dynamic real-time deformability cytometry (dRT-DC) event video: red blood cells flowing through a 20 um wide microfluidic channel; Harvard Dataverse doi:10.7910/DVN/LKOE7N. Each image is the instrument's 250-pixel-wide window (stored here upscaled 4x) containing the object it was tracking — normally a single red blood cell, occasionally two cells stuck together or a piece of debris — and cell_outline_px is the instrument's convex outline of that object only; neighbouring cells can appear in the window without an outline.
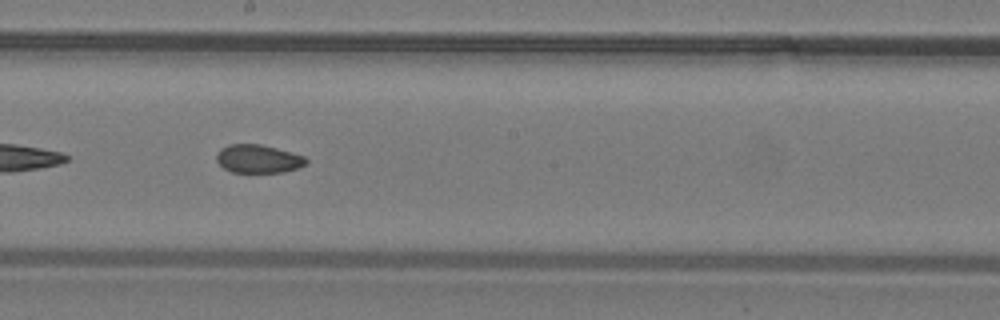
{"species": "common noctule bat (a hibernating species)", "species_latin": "Nyctalus noctula", "temperature_condition": "warm", "stored_images_in_passage": 40, "camera_frame_rate_fps": 3000, "um_per_image_px": 0.085, "animal": {"sex": "male", "body_mass_g": 19.2, "forearm_length_mm": 51.8}, "frame": {"image": 1, "passage_image": 23, "time_ms": 7.333, "image_size_px": [1000, 320], "cell_outline_px": [[308, 164], [300, 168], [284, 172], [232, 172], [224, 168], [216, 160], [216, 152], [220, 148], [228, 144], [260, 144], [292, 152], [304, 156], [308, 160]], "centroid_in_image_um": [21.97, 13.5], "position_along_channel_um": 226.2, "area_um2": 14.97}}